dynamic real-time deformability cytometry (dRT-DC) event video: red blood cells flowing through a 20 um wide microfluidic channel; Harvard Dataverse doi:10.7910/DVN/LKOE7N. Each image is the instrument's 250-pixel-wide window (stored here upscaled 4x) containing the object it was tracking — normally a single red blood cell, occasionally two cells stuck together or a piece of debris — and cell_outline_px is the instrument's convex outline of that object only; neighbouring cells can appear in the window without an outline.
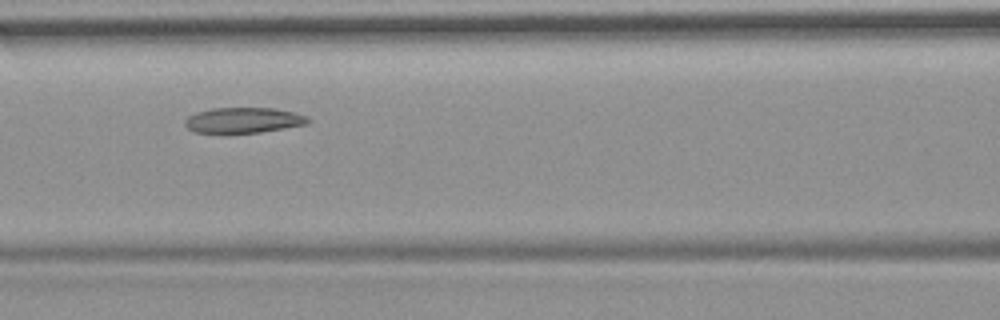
{"species": "common noctule bat (a hibernating species)", "species_latin": "Nyctalus noctula", "temperature_condition": "room temperature", "stored_images_in_passage": 7, "camera_frame_rate_fps": 3000, "um_per_image_px": 0.085, "animal": {"sex": "female", "body_mass_g": 19.9}, "frame": {"image": 1, "passage_image": 5, "time_ms": 4.667, "image_size_px": [1000, 320], "cell_outline_px": [[312, 120], [308, 124], [260, 132], [224, 136], [192, 132], [184, 124], [184, 120], [188, 116], [196, 112], [212, 108], [276, 108], [308, 116]], "centroid_in_image_um": [20.63, 10.26], "position_along_channel_um": 146.0, "area_um2": 19.19}}
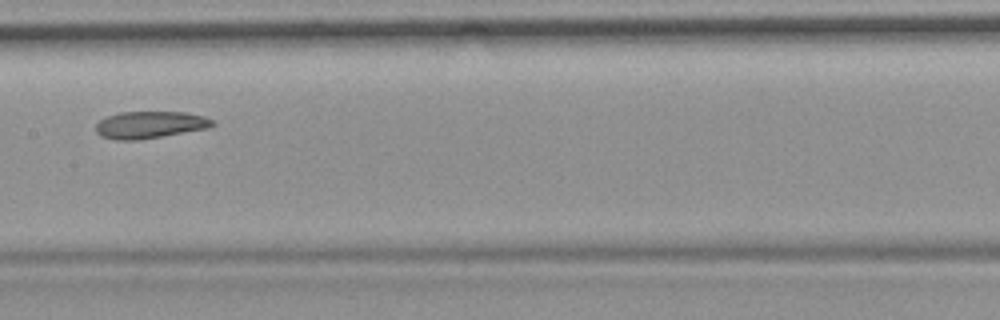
{"frame": {"image": 2, "passage_image": 6, "time_ms": 6.0, "image_size_px": [1000, 320], "cell_outline_px": [[216, 124], [208, 128], [136, 140], [116, 140], [100, 136], [96, 132], [96, 124], [100, 120], [108, 116], [120, 112], [188, 112], [204, 116], [212, 120]], "centroid_in_image_um": [12.73, 10.6], "position_along_channel_um": 194.7, "area_um2": 18.26}}